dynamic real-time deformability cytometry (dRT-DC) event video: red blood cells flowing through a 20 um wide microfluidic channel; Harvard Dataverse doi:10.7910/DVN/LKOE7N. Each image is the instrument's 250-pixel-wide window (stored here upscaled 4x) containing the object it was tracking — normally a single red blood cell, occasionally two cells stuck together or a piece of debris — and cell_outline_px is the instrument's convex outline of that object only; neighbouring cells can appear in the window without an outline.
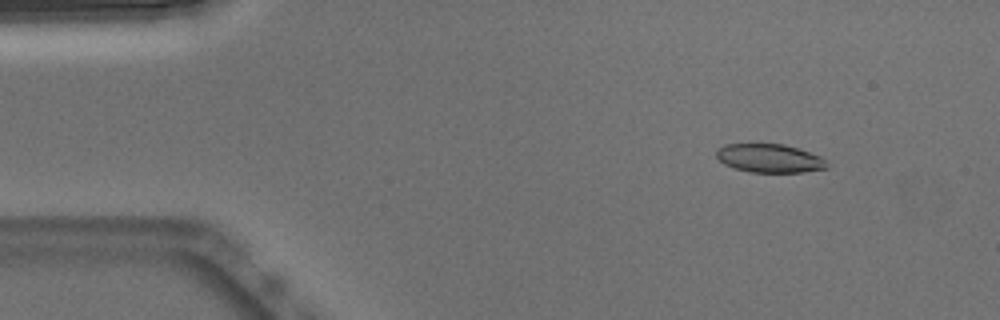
{"species": "Egyptian fruit bat (a non-hibernating species)", "species_latin": "Rousettus aegyptiacus", "temperature_condition": "warm", "stored_images_in_passage": 52, "camera_frame_rate_fps": 3000, "um_per_image_px": 0.085, "animal": {"sex": "male"}, "frame": {"image": 1, "passage_image": 6, "time_ms": 1.667, "image_size_px": [1000, 320], "cell_outline_px": [[828, 168], [804, 172], [752, 172], [736, 168], [724, 164], [716, 156], [716, 152], [724, 144], [784, 144], [800, 148], [820, 156], [824, 160]], "centroid_in_image_um": [65.43, 13.45], "position_along_channel_um": 19.6, "area_um2": 18.26}}
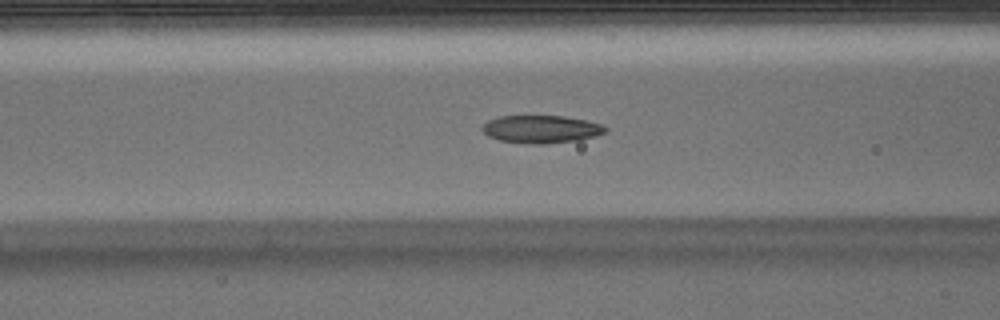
{"frame": {"image": 2, "passage_image": 20, "time_ms": 6.333, "image_size_px": [1000, 320], "cell_outline_px": [[608, 128], [604, 132], [596, 136], [580, 140], [544, 144], [528, 144], [500, 140], [488, 136], [480, 128], [488, 120], [496, 116], [564, 116], [588, 120], [604, 124]], "centroid_in_image_um": [46.02, 10.97], "position_along_channel_um": 120.6, "area_um2": 20.17}}
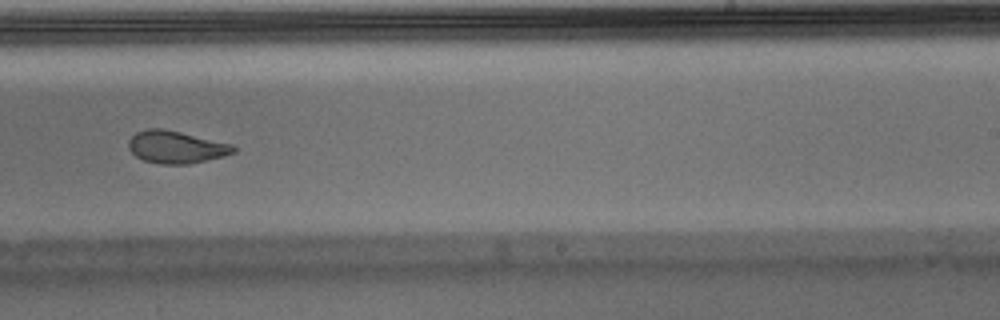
{"frame": {"image": 3, "passage_image": 32, "time_ms": 10.333, "image_size_px": [1000, 320], "cell_outline_px": [[236, 152], [224, 156], [188, 164], [160, 164], [144, 160], [136, 156], [128, 148], [128, 140], [136, 132], [148, 128], [160, 128], [180, 132], [232, 144], [236, 148]], "centroid_in_image_um": [14.95, 12.5], "position_along_channel_um": 274.0, "area_um2": 19.71}, "authors_computed_cell_mechanics": {"area_um2": 20.1722, "velocity_mm_per_s": 3.8343, "shape_relaxation_time_tau1_ms": 8.4034, "shape_relaxation_time_tau2_ms": 1.8735, "deformation_change_tau1": 0.2206, "deformation_change_tau2": 0.0791}}